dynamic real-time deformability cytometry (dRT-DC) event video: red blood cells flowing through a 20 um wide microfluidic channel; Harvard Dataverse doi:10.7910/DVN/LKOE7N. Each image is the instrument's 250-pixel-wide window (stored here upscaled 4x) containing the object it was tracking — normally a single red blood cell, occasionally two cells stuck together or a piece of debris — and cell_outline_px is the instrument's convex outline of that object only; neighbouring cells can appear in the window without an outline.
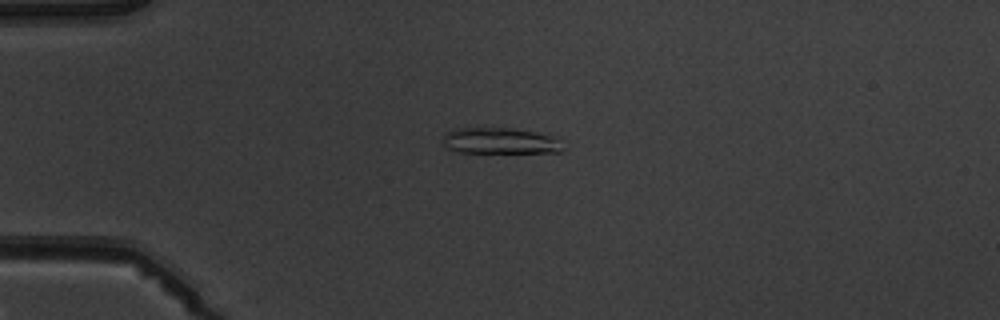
{"species": "common noctule bat (a hibernating species)", "species_latin": "Nyctalus noctula", "temperature_condition": "warm", "stored_images_in_passage": 8, "camera_frame_rate_fps": 3000, "um_per_image_px": 0.085, "animal": {"sex": "male", "body_mass_g": 19.5, "forearm_length_mm": 54.6}, "frame": {"image": 1, "passage_image": 4, "time_ms": 3.667, "image_size_px": [1000, 320], "cell_outline_px": [[564, 148], [560, 152], [460, 152], [448, 148], [444, 144], [444, 132], [456, 128], [512, 128], [552, 136]], "centroid_in_image_um": [42.45, 11.97], "position_along_channel_um": 42.5, "area_um2": 17.86}}
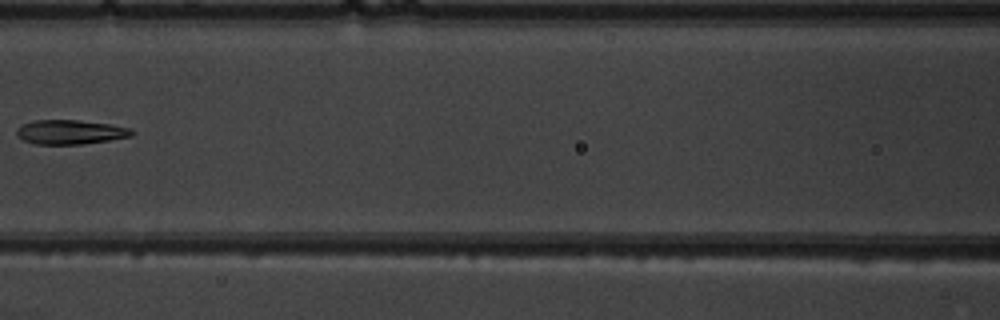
{"frame": {"image": 2, "passage_image": 7, "time_ms": 7.333, "image_size_px": [1000, 320], "cell_outline_px": [[136, 132], [132, 136], [84, 144], [36, 144], [24, 140], [16, 136], [16, 128], [32, 120], [76, 120], [108, 124], [128, 128]], "centroid_in_image_um": [5.94, 11.23], "position_along_channel_um": 160.7, "area_um2": 16.24}}
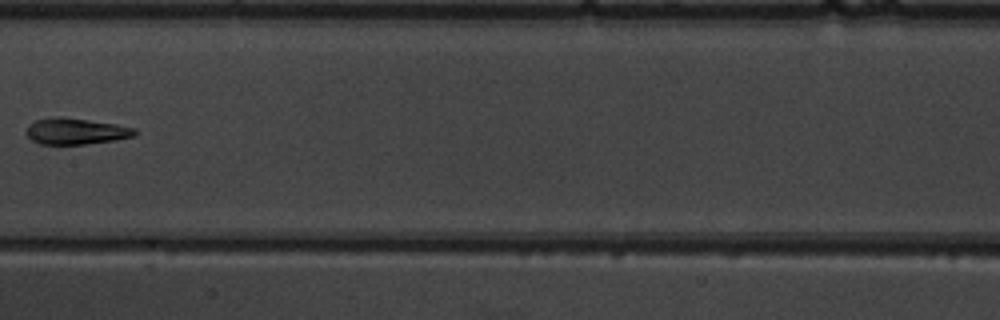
{"frame": {"image": 3, "passage_image": 8, "time_ms": 8.333, "image_size_px": [1000, 320], "cell_outline_px": [[136, 136], [116, 140], [84, 144], [40, 144], [32, 140], [24, 132], [28, 124], [36, 120], [56, 116], [60, 116], [116, 124], [136, 128]], "centroid_in_image_um": [6.43, 11.15], "position_along_channel_um": 201.0, "area_um2": 16.7}}